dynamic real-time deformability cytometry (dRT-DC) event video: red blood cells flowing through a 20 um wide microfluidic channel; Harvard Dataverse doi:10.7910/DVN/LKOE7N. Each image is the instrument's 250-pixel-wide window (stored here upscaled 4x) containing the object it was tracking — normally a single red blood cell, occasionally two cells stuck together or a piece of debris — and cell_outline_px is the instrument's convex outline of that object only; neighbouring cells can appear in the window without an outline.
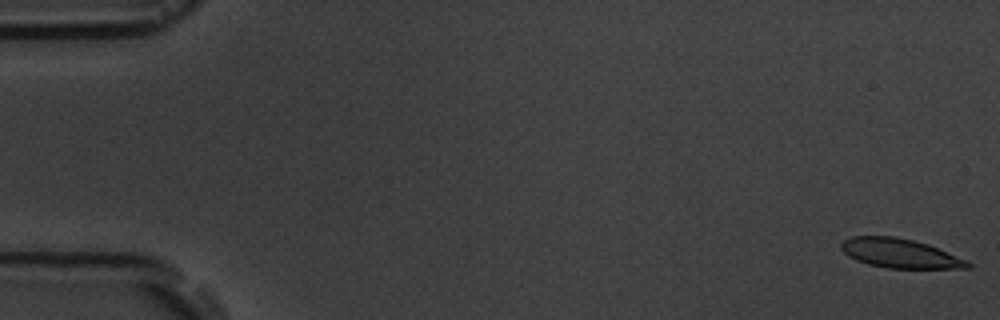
{"species": "common noctule bat (a hibernating species)", "species_latin": "Nyctalus noctula", "temperature_condition": "room temperature", "stored_images_in_passage": 8, "camera_frame_rate_fps": 3000, "um_per_image_px": 0.085, "animal": {"sex": "male", "body_mass_g": 19.5, "forearm_length_mm": 54.6}, "frame": {"image": 1, "passage_image": 1, "time_ms": 0.0, "image_size_px": [1000, 320], "cell_outline_px": [[972, 268], [888, 268], [868, 264], [856, 260], [848, 256], [840, 248], [840, 244], [844, 240], [852, 236], [896, 236], [928, 244], [968, 260], [972, 264]], "centroid_in_image_um": [76.5, 21.53], "position_along_channel_um": 8.5, "area_um2": 21.62}}
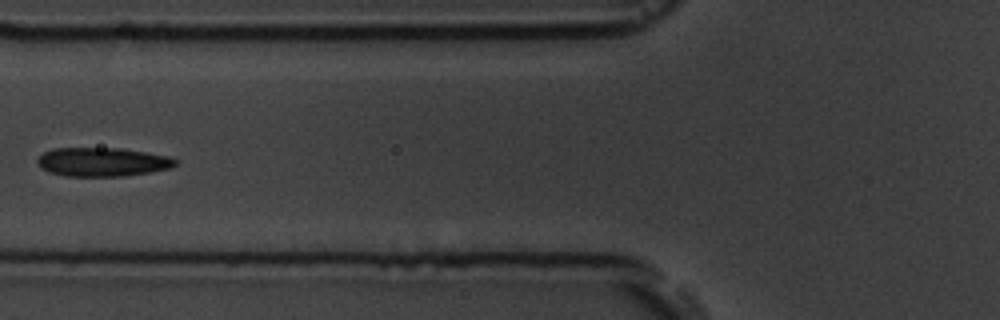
{"frame": {"image": 2, "passage_image": 7, "time_ms": 7.0, "image_size_px": [1000, 320], "cell_outline_px": [[180, 160], [176, 164], [168, 168], [148, 172], [124, 176], [64, 176], [48, 172], [40, 168], [36, 164], [36, 160], [44, 152], [52, 148], [120, 148], [168, 156]], "centroid_in_image_um": [8.65, 13.76], "position_along_channel_um": 117.2, "area_um2": 23.24}}
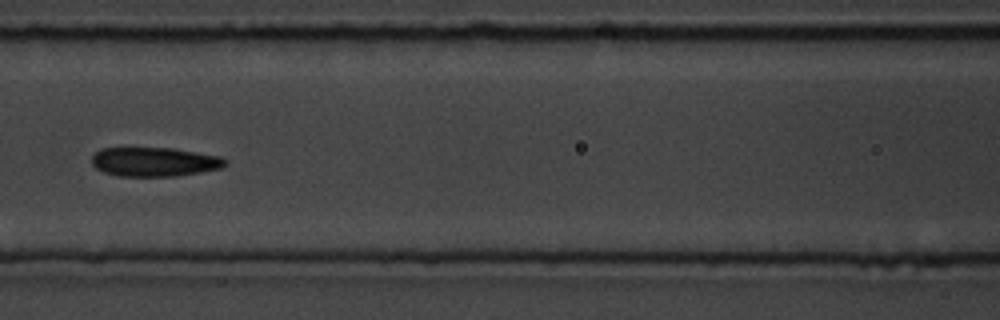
{"frame": {"image": 3, "passage_image": 8, "time_ms": 8.0, "image_size_px": [1000, 320], "cell_outline_px": [[228, 164], [220, 168], [200, 172], [176, 176], [116, 176], [104, 172], [96, 168], [92, 164], [92, 156], [100, 148], [172, 148], [220, 156], [228, 160]], "centroid_in_image_um": [13.13, 13.75], "position_along_channel_um": 153.5, "area_um2": 22.72}}